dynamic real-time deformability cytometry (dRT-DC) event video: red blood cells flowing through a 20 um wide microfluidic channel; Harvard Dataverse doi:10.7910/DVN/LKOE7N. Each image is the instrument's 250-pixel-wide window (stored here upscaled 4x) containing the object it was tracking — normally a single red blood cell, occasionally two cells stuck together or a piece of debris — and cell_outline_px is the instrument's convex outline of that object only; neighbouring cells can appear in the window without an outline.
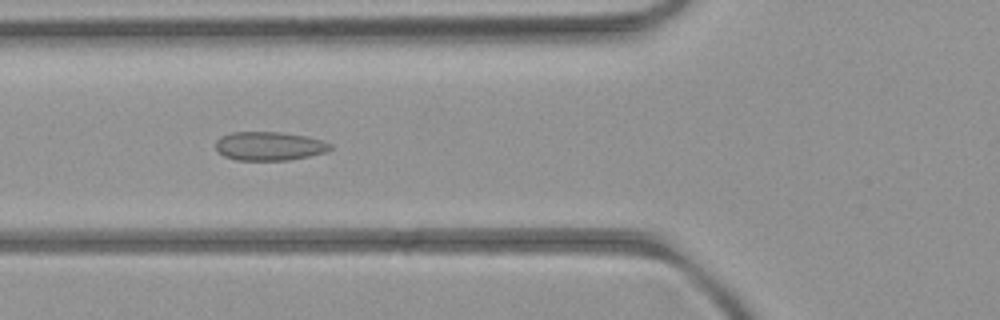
{"species": "common noctule bat (a hibernating species)", "species_latin": "Nyctalus noctula", "temperature_condition": "room temperature", "stored_images_in_passage": 3, "camera_frame_rate_fps": 3000, "um_per_image_px": 0.085, "animal": {"sex": "female", "body_mass_g": 21.9}, "frame": {"image": 1, "passage_image": 2, "time_ms": 1.0, "image_size_px": [1000, 320], "cell_outline_px": [[332, 148], [328, 152], [288, 160], [236, 160], [224, 156], [216, 148], [216, 140], [220, 136], [232, 132], [280, 132], [308, 136], [332, 144]], "centroid_in_image_um": [22.9, 12.41], "position_along_channel_um": 102.9, "area_um2": 19.25}}
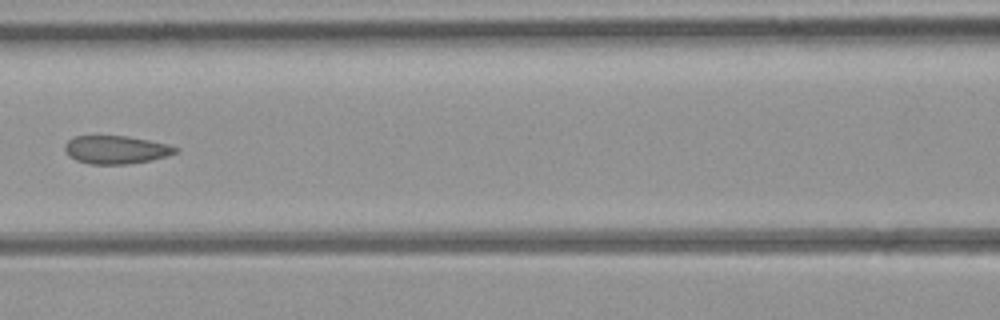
{"frame": {"image": 2, "passage_image": 3, "time_ms": 2.333, "image_size_px": [1000, 320], "cell_outline_px": [[180, 148], [176, 152], [168, 156], [152, 160], [128, 164], [88, 164], [76, 160], [68, 156], [64, 148], [64, 144], [68, 140], [76, 136], [128, 136], [168, 144]], "centroid_in_image_um": [9.86, 12.73], "position_along_channel_um": 156.7, "area_um2": 18.26}}